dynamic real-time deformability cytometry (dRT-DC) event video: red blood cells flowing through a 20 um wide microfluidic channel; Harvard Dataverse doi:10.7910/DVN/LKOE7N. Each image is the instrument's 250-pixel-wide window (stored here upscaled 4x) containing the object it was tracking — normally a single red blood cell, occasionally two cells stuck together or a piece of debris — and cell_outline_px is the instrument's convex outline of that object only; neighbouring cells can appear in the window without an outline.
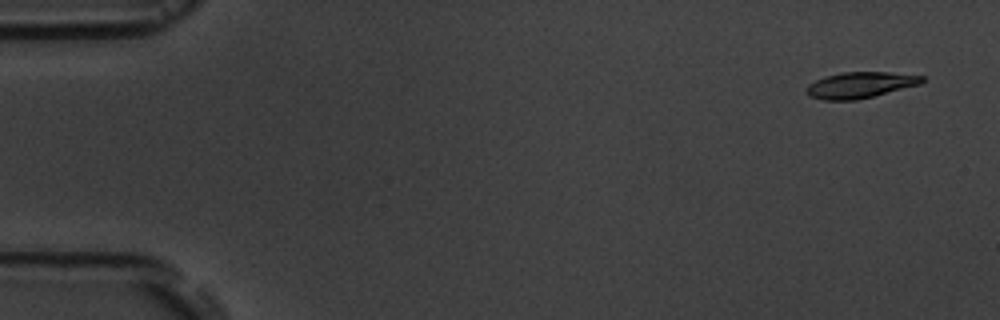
{"species": "common noctule bat (a hibernating species)", "species_latin": "Nyctalus noctula", "temperature_condition": "room temperature", "stored_images_in_passage": 5, "segment_of_instrument_passage": [1, 2], "camera_frame_rate_fps": 3000, "um_per_image_px": 0.085, "animal": {"sex": "male", "body_mass_g": 19.5, "forearm_length_mm": 54.6}, "frame": {"image": 1, "passage_image": 1, "time_ms": 0.0, "image_size_px": [1000, 320], "cell_outline_px": [[924, 80], [920, 84], [856, 100], [824, 100], [808, 96], [804, 92], [804, 88], [808, 84], [824, 76], [840, 72], [888, 72], [924, 76]], "centroid_in_image_um": [73.03, 7.22], "position_along_channel_um": 12.0, "area_um2": 17.57}}
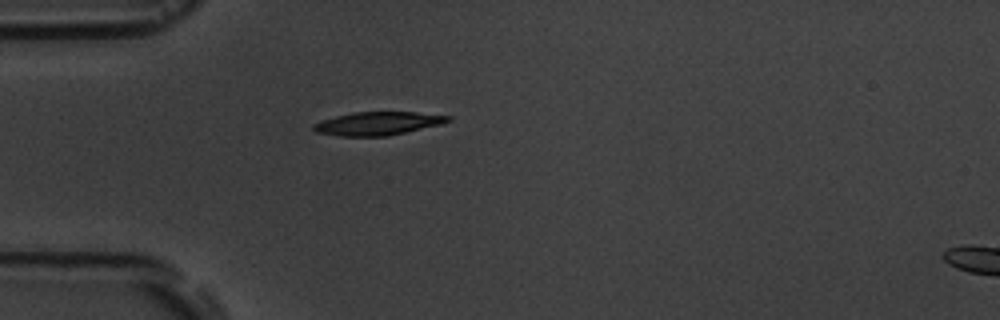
{"frame": {"image": 2, "passage_image": 4, "time_ms": 4.333, "image_size_px": [1000, 320], "cell_outline_px": [[452, 120], [440, 124], [388, 136], [340, 136], [316, 132], [312, 128], [312, 124], [336, 116], [356, 112], [416, 112], [452, 116]], "centroid_in_image_um": [32.13, 10.49], "position_along_channel_um": 52.9, "area_um2": 18.09}}